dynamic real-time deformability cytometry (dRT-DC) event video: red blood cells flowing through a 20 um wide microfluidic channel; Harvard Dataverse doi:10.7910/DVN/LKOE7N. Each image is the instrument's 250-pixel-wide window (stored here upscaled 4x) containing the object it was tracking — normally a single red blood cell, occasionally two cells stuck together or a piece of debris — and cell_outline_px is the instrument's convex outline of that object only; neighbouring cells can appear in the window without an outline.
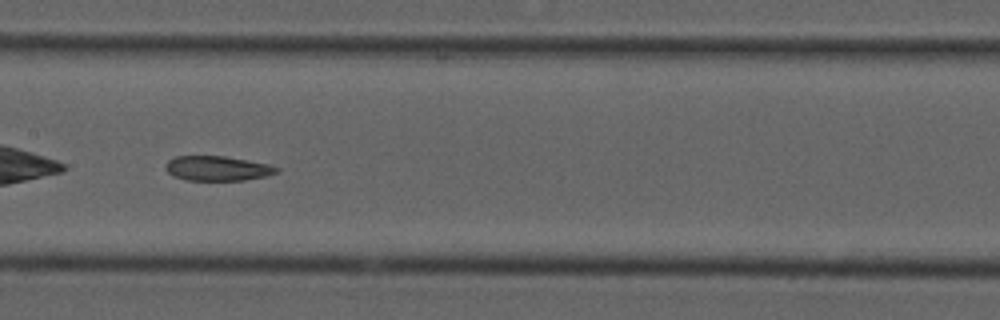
{"species": "common noctule bat (a hibernating species)", "species_latin": "Nyctalus noctula", "temperature_condition": "cold", "stored_images_in_passage": 35, "camera_frame_rate_fps": 3000, "um_per_image_px": 0.085, "animal": {"sex": "male", "forearm_length_mm": 52.5}, "frame": {"image": 1, "passage_image": 11, "time_ms": 3.333, "image_size_px": [1000, 320], "cell_outline_px": [[280, 172], [268, 176], [244, 180], [188, 180], [176, 176], [168, 172], [164, 168], [164, 164], [168, 160], [176, 156], [224, 156], [268, 164], [280, 168]], "centroid_in_image_um": [18.5, 14.31], "position_along_channel_um": 188.9, "area_um2": 16.01}, "authors_computed_cell_mechanics": {"area_um2": 17.5134, "velocity_mm_per_s": 3.7312, "shape_relaxation_time_tau1_ms": null, "shape_relaxation_time_tau2_ms": 4.6854, "deformation_change_tau1": null, "deformation_change_tau2": 0.1075}}